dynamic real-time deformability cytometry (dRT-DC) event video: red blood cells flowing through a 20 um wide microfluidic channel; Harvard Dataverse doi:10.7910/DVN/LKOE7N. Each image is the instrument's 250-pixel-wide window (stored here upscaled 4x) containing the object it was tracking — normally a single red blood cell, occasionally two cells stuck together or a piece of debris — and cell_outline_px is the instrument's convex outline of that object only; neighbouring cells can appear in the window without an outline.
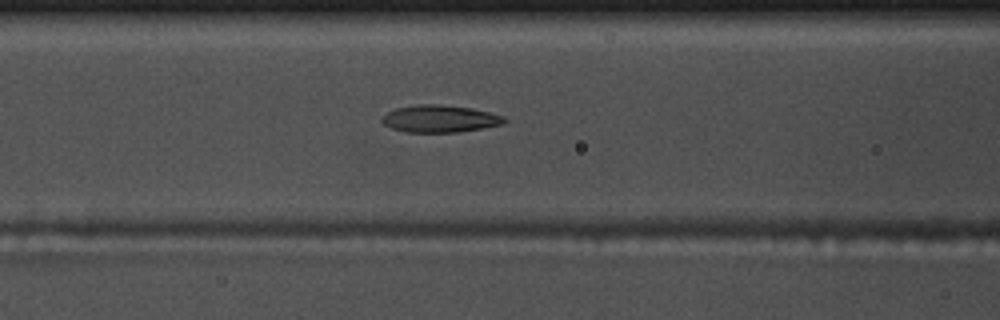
{"species": "common noctule bat (a hibernating species)", "species_latin": "Nyctalus noctula", "temperature_condition": "warm", "stored_images_in_passage": 52, "camera_frame_rate_fps": 3000, "um_per_image_px": 0.085, "animal": {"sex": "male", "body_mass_g": 17.5, "forearm_length_mm": 52.3}, "frame": {"image": 1, "passage_image": 20, "time_ms": 6.333, "image_size_px": [1000, 320], "cell_outline_px": [[508, 120], [504, 124], [456, 132], [404, 132], [392, 128], [384, 124], [380, 120], [388, 112], [396, 108], [420, 104], [436, 104], [472, 108], [504, 116]], "centroid_in_image_um": [37.39, 10.09], "position_along_channel_um": 129.2, "area_um2": 19.25}}
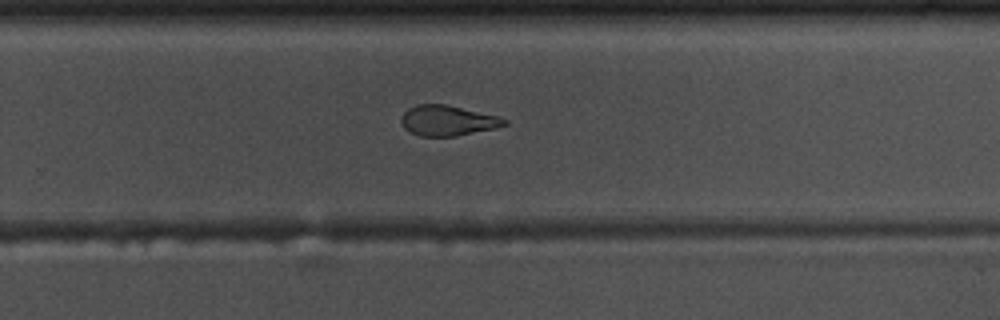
{"frame": {"image": 2, "passage_image": 33, "time_ms": 10.667, "image_size_px": [1000, 320], "cell_outline_px": [[508, 124], [496, 128], [456, 136], [420, 136], [408, 132], [404, 128], [400, 120], [404, 112], [408, 108], [416, 104], [444, 104], [500, 116], [508, 120]], "centroid_in_image_um": [38.05, 10.25], "position_along_channel_um": 291.8, "area_um2": 18.38}}
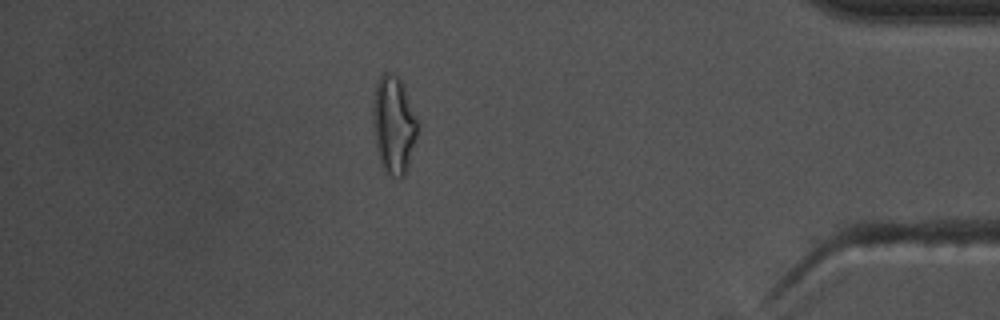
{"frame": {"image": 3, "passage_image": 45, "time_ms": 14.667, "image_size_px": [1000, 320], "cell_outline_px": [[420, 124], [408, 164], [404, 176], [400, 180], [384, 172], [380, 164], [376, 148], [372, 124], [372, 104], [376, 84], [380, 76], [384, 72], [392, 72], [404, 84], [420, 120]], "centroid_in_image_um": [33.47, 10.59], "position_along_channel_um": 401.7, "area_um2": 26.3}, "authors_computed_cell_mechanics": {"area_um2": 19.4786, "velocity_mm_per_s": 3.7601, "shape_relaxation_time_tau1_ms": 6.1797, "shape_relaxation_time_tau2_ms": 2.4954, "deformation_change_tau1": 0.2041, "deformation_change_tau2": 0.1093}}